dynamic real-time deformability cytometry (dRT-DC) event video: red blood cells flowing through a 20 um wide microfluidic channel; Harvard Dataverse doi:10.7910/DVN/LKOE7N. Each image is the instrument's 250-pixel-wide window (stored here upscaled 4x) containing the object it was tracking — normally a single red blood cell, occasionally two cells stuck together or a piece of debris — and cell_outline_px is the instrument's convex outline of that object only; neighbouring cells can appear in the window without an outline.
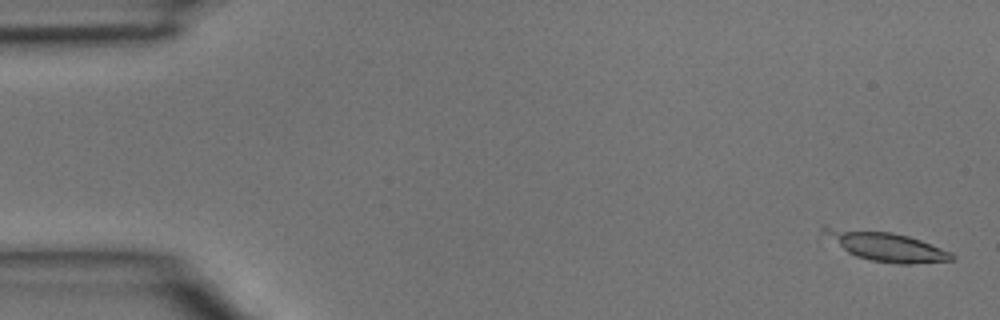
{"species": "common noctule bat (a hibernating species)", "species_latin": "Nyctalus noctula", "temperature_condition": "room temperature", "stored_images_in_passage": 43, "camera_frame_rate_fps": 3000, "um_per_image_px": 0.085, "animal": {"sex": "male", "body_mass_g": 15.6}, "frame": {"image": 1, "passage_image": 2, "time_ms": 0.333, "image_size_px": [1000, 320], "cell_outline_px": [[956, 256], [952, 260], [908, 264], [900, 264], [872, 260], [856, 256], [848, 252], [820, 232], [820, 224], [828, 224], [892, 232], [908, 236], [920, 240], [952, 252]], "centroid_in_image_um": [75.19, 20.87], "position_along_channel_um": 9.8, "area_um2": 22.2}}
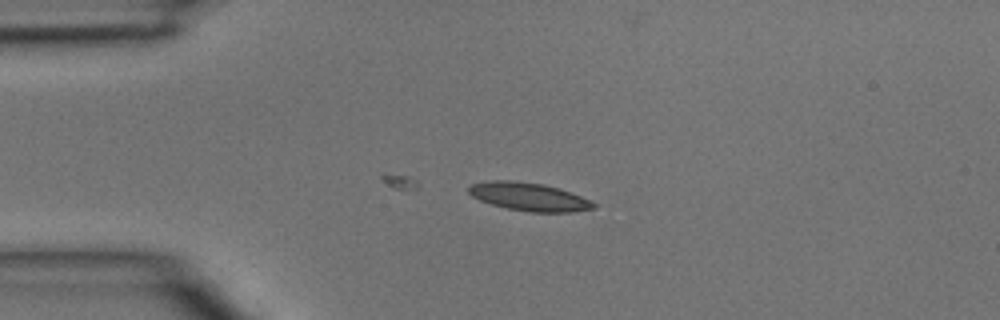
{"frame": {"image": 2, "passage_image": 11, "time_ms": 3.333, "image_size_px": [1000, 320], "cell_outline_px": [[596, 208], [572, 212], [528, 212], [508, 208], [492, 204], [480, 200], [472, 196], [468, 192], [468, 188], [472, 184], [492, 180], [512, 180], [544, 184], [560, 188], [580, 196], [596, 204]], "centroid_in_image_um": [44.97, 16.72], "position_along_channel_um": 40.0, "area_um2": 20.4}}
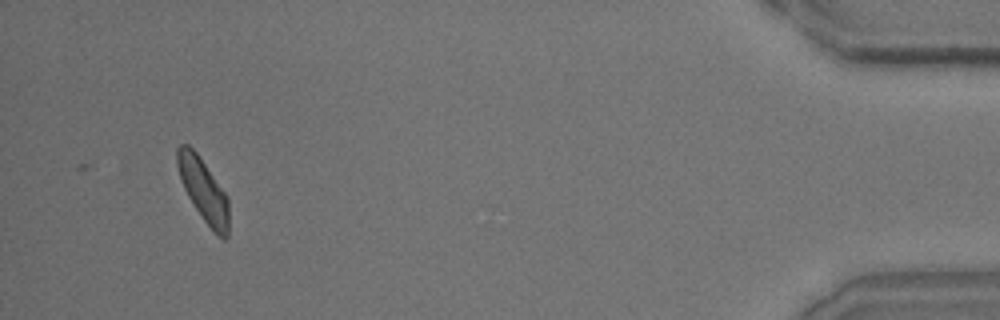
{"frame": {"image": 3, "passage_image": 43, "time_ms": 14.0, "image_size_px": [1000, 320], "cell_outline_px": [[228, 236], [224, 240], [204, 220], [188, 196], [184, 188], [176, 164], [176, 148], [180, 144], [188, 144], [196, 152], [228, 196]], "centroid_in_image_um": [17.28, 16.11], "position_along_channel_um": 417.9, "area_um2": 18.55}}